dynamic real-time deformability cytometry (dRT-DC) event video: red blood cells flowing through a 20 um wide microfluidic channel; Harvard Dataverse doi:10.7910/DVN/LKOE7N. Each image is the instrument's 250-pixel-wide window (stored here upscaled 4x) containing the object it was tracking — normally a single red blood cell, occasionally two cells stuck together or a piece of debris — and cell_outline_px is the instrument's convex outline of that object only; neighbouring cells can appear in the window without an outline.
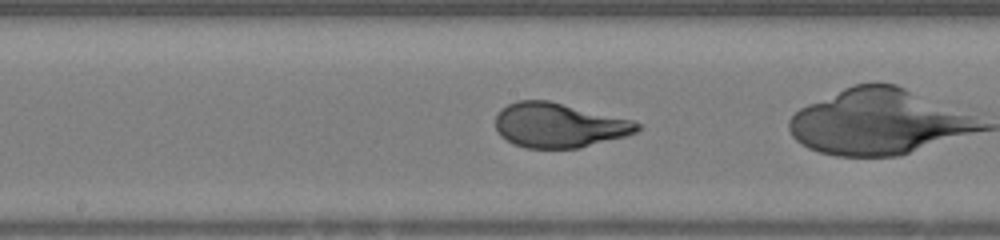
{"species": "human", "species_latin": "Homo sapiens", "temperature_condition": "warm", "stored_images_in_passage": 46, "camera_frame_rate_fps": 3000, "um_per_image_px": 0.085, "donor": {"sex": "female"}, "frame": {"image": 1, "passage_image": 21, "time_ms": 6.667, "image_size_px": [1000, 240], "cell_outline_px": [[644, 128], [628, 136], [580, 148], [524, 148], [512, 144], [500, 136], [496, 132], [496, 112], [500, 108], [516, 100], [548, 100], [632, 120], [640, 124]], "centroid_in_image_um": [47.49, 10.65], "position_along_channel_um": 200.7, "area_um2": 37.28}}
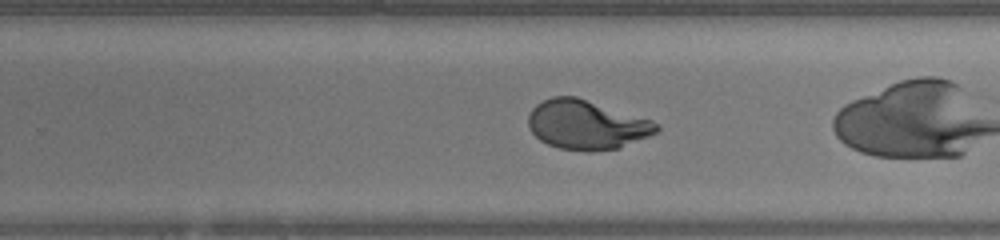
{"frame": {"image": 2, "passage_image": 27, "time_ms": 8.667, "image_size_px": [1000, 240], "cell_outline_px": [[660, 128], [656, 132], [648, 136], [620, 148], [592, 152], [588, 152], [560, 148], [548, 144], [540, 140], [528, 128], [528, 112], [536, 104], [552, 96], [576, 96], [652, 120], [660, 124]], "centroid_in_image_um": [49.85, 10.61], "position_along_channel_um": 280.0, "area_um2": 36.99}, "authors_computed_cell_mechanics": {"area_um2": 37.7145, "velocity_mm_per_s": 3.9779, "shape_relaxation_time_tau1_ms": 4.2619, "shape_relaxation_time_tau2_ms": null, "deformation_change_tau1": 0.2466, "deformation_change_tau2": null}}